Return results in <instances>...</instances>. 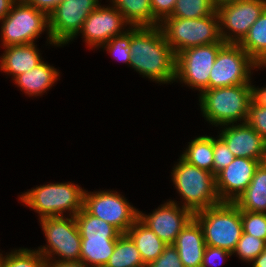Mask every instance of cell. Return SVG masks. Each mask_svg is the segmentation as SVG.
Wrapping results in <instances>:
<instances>
[{
  "label": "cell",
  "mask_w": 266,
  "mask_h": 267,
  "mask_svg": "<svg viewBox=\"0 0 266 267\" xmlns=\"http://www.w3.org/2000/svg\"><path fill=\"white\" fill-rule=\"evenodd\" d=\"M130 47L131 69L159 85L175 82L177 55L160 26L132 27Z\"/></svg>",
  "instance_id": "1"
},
{
  "label": "cell",
  "mask_w": 266,
  "mask_h": 267,
  "mask_svg": "<svg viewBox=\"0 0 266 267\" xmlns=\"http://www.w3.org/2000/svg\"><path fill=\"white\" fill-rule=\"evenodd\" d=\"M199 95L202 117L213 127L247 121L252 84L204 90Z\"/></svg>",
  "instance_id": "2"
},
{
  "label": "cell",
  "mask_w": 266,
  "mask_h": 267,
  "mask_svg": "<svg viewBox=\"0 0 266 267\" xmlns=\"http://www.w3.org/2000/svg\"><path fill=\"white\" fill-rule=\"evenodd\" d=\"M85 189L73 182H57L36 186L18 195L22 205L38 214V218L75 216L83 209Z\"/></svg>",
  "instance_id": "3"
},
{
  "label": "cell",
  "mask_w": 266,
  "mask_h": 267,
  "mask_svg": "<svg viewBox=\"0 0 266 267\" xmlns=\"http://www.w3.org/2000/svg\"><path fill=\"white\" fill-rule=\"evenodd\" d=\"M171 171V181L182 201L180 206L193 214L221 203L215 175L185 161L181 156Z\"/></svg>",
  "instance_id": "4"
},
{
  "label": "cell",
  "mask_w": 266,
  "mask_h": 267,
  "mask_svg": "<svg viewBox=\"0 0 266 267\" xmlns=\"http://www.w3.org/2000/svg\"><path fill=\"white\" fill-rule=\"evenodd\" d=\"M194 218L202 227L206 246L234 252L243 230L241 210L233 202L198 211Z\"/></svg>",
  "instance_id": "5"
},
{
  "label": "cell",
  "mask_w": 266,
  "mask_h": 267,
  "mask_svg": "<svg viewBox=\"0 0 266 267\" xmlns=\"http://www.w3.org/2000/svg\"><path fill=\"white\" fill-rule=\"evenodd\" d=\"M0 23V41L3 48L35 43L44 31L47 34V45L56 46L50 36L48 16L24 0H17Z\"/></svg>",
  "instance_id": "6"
},
{
  "label": "cell",
  "mask_w": 266,
  "mask_h": 267,
  "mask_svg": "<svg viewBox=\"0 0 266 267\" xmlns=\"http://www.w3.org/2000/svg\"><path fill=\"white\" fill-rule=\"evenodd\" d=\"M159 26L176 55L194 46L225 43L221 39L216 10L211 15L197 19L166 17Z\"/></svg>",
  "instance_id": "7"
},
{
  "label": "cell",
  "mask_w": 266,
  "mask_h": 267,
  "mask_svg": "<svg viewBox=\"0 0 266 267\" xmlns=\"http://www.w3.org/2000/svg\"><path fill=\"white\" fill-rule=\"evenodd\" d=\"M38 220L47 245L38 246L37 250L46 259L80 261L81 235L74 216L45 217Z\"/></svg>",
  "instance_id": "8"
},
{
  "label": "cell",
  "mask_w": 266,
  "mask_h": 267,
  "mask_svg": "<svg viewBox=\"0 0 266 267\" xmlns=\"http://www.w3.org/2000/svg\"><path fill=\"white\" fill-rule=\"evenodd\" d=\"M259 66L239 44H225L218 52L210 71L209 89L252 84L253 70Z\"/></svg>",
  "instance_id": "9"
},
{
  "label": "cell",
  "mask_w": 266,
  "mask_h": 267,
  "mask_svg": "<svg viewBox=\"0 0 266 267\" xmlns=\"http://www.w3.org/2000/svg\"><path fill=\"white\" fill-rule=\"evenodd\" d=\"M226 43L194 46L177 54L176 80L192 90H209L210 71L214 65L219 50Z\"/></svg>",
  "instance_id": "10"
},
{
  "label": "cell",
  "mask_w": 266,
  "mask_h": 267,
  "mask_svg": "<svg viewBox=\"0 0 266 267\" xmlns=\"http://www.w3.org/2000/svg\"><path fill=\"white\" fill-rule=\"evenodd\" d=\"M118 191H84L83 207L93 216L112 224L121 233L128 229L139 217V210L133 207Z\"/></svg>",
  "instance_id": "11"
},
{
  "label": "cell",
  "mask_w": 266,
  "mask_h": 267,
  "mask_svg": "<svg viewBox=\"0 0 266 267\" xmlns=\"http://www.w3.org/2000/svg\"><path fill=\"white\" fill-rule=\"evenodd\" d=\"M266 9V0H235L216 6L221 39L239 44Z\"/></svg>",
  "instance_id": "12"
},
{
  "label": "cell",
  "mask_w": 266,
  "mask_h": 267,
  "mask_svg": "<svg viewBox=\"0 0 266 267\" xmlns=\"http://www.w3.org/2000/svg\"><path fill=\"white\" fill-rule=\"evenodd\" d=\"M100 1L62 0L56 6L48 16L50 36L56 47L69 45L78 36L84 21L101 4Z\"/></svg>",
  "instance_id": "13"
},
{
  "label": "cell",
  "mask_w": 266,
  "mask_h": 267,
  "mask_svg": "<svg viewBox=\"0 0 266 267\" xmlns=\"http://www.w3.org/2000/svg\"><path fill=\"white\" fill-rule=\"evenodd\" d=\"M109 5L100 4L93 10L78 33V35H82L81 37L89 49H99L104 43L125 33L131 27L120 11L112 4Z\"/></svg>",
  "instance_id": "14"
},
{
  "label": "cell",
  "mask_w": 266,
  "mask_h": 267,
  "mask_svg": "<svg viewBox=\"0 0 266 267\" xmlns=\"http://www.w3.org/2000/svg\"><path fill=\"white\" fill-rule=\"evenodd\" d=\"M177 203L169 199L148 215L139 210L138 218L167 245L174 244L180 231L194 217L190 210Z\"/></svg>",
  "instance_id": "15"
},
{
  "label": "cell",
  "mask_w": 266,
  "mask_h": 267,
  "mask_svg": "<svg viewBox=\"0 0 266 267\" xmlns=\"http://www.w3.org/2000/svg\"><path fill=\"white\" fill-rule=\"evenodd\" d=\"M261 162L255 159L235 157L215 175L216 190L221 202H234L249 186Z\"/></svg>",
  "instance_id": "16"
},
{
  "label": "cell",
  "mask_w": 266,
  "mask_h": 267,
  "mask_svg": "<svg viewBox=\"0 0 266 267\" xmlns=\"http://www.w3.org/2000/svg\"><path fill=\"white\" fill-rule=\"evenodd\" d=\"M219 130V136L235 157L255 159L261 163L266 161V140L247 122L223 125Z\"/></svg>",
  "instance_id": "17"
},
{
  "label": "cell",
  "mask_w": 266,
  "mask_h": 267,
  "mask_svg": "<svg viewBox=\"0 0 266 267\" xmlns=\"http://www.w3.org/2000/svg\"><path fill=\"white\" fill-rule=\"evenodd\" d=\"M173 246L184 267H201L206 243L202 227L194 217L180 231Z\"/></svg>",
  "instance_id": "18"
},
{
  "label": "cell",
  "mask_w": 266,
  "mask_h": 267,
  "mask_svg": "<svg viewBox=\"0 0 266 267\" xmlns=\"http://www.w3.org/2000/svg\"><path fill=\"white\" fill-rule=\"evenodd\" d=\"M4 49L2 56L0 55V71L6 73L9 77L12 75L11 80L33 69L44 60L36 43L10 45L4 47Z\"/></svg>",
  "instance_id": "19"
},
{
  "label": "cell",
  "mask_w": 266,
  "mask_h": 267,
  "mask_svg": "<svg viewBox=\"0 0 266 267\" xmlns=\"http://www.w3.org/2000/svg\"><path fill=\"white\" fill-rule=\"evenodd\" d=\"M60 77V72L57 68L42 61L33 69L16 76L13 81L17 88L19 87L25 95L29 97H42V94H46Z\"/></svg>",
  "instance_id": "20"
},
{
  "label": "cell",
  "mask_w": 266,
  "mask_h": 267,
  "mask_svg": "<svg viewBox=\"0 0 266 267\" xmlns=\"http://www.w3.org/2000/svg\"><path fill=\"white\" fill-rule=\"evenodd\" d=\"M233 203L240 210L266 213V161L259 164L249 186Z\"/></svg>",
  "instance_id": "21"
},
{
  "label": "cell",
  "mask_w": 266,
  "mask_h": 267,
  "mask_svg": "<svg viewBox=\"0 0 266 267\" xmlns=\"http://www.w3.org/2000/svg\"><path fill=\"white\" fill-rule=\"evenodd\" d=\"M127 234L136 244L143 263L147 266L150 262L156 260L167 246L149 227H147L139 218L128 229Z\"/></svg>",
  "instance_id": "22"
},
{
  "label": "cell",
  "mask_w": 266,
  "mask_h": 267,
  "mask_svg": "<svg viewBox=\"0 0 266 267\" xmlns=\"http://www.w3.org/2000/svg\"><path fill=\"white\" fill-rule=\"evenodd\" d=\"M131 27H154L160 22L153 16L150 0H110Z\"/></svg>",
  "instance_id": "23"
},
{
  "label": "cell",
  "mask_w": 266,
  "mask_h": 267,
  "mask_svg": "<svg viewBox=\"0 0 266 267\" xmlns=\"http://www.w3.org/2000/svg\"><path fill=\"white\" fill-rule=\"evenodd\" d=\"M118 238H81L80 261L89 267H105Z\"/></svg>",
  "instance_id": "24"
},
{
  "label": "cell",
  "mask_w": 266,
  "mask_h": 267,
  "mask_svg": "<svg viewBox=\"0 0 266 267\" xmlns=\"http://www.w3.org/2000/svg\"><path fill=\"white\" fill-rule=\"evenodd\" d=\"M239 45L259 66H266V9Z\"/></svg>",
  "instance_id": "25"
},
{
  "label": "cell",
  "mask_w": 266,
  "mask_h": 267,
  "mask_svg": "<svg viewBox=\"0 0 266 267\" xmlns=\"http://www.w3.org/2000/svg\"><path fill=\"white\" fill-rule=\"evenodd\" d=\"M190 141L180 156L188 163L213 173V137L202 135Z\"/></svg>",
  "instance_id": "26"
},
{
  "label": "cell",
  "mask_w": 266,
  "mask_h": 267,
  "mask_svg": "<svg viewBox=\"0 0 266 267\" xmlns=\"http://www.w3.org/2000/svg\"><path fill=\"white\" fill-rule=\"evenodd\" d=\"M105 267H146V265L134 241L127 233H122Z\"/></svg>",
  "instance_id": "27"
},
{
  "label": "cell",
  "mask_w": 266,
  "mask_h": 267,
  "mask_svg": "<svg viewBox=\"0 0 266 267\" xmlns=\"http://www.w3.org/2000/svg\"><path fill=\"white\" fill-rule=\"evenodd\" d=\"M74 217L81 238H118L122 234L112 224L91 215L84 207Z\"/></svg>",
  "instance_id": "28"
},
{
  "label": "cell",
  "mask_w": 266,
  "mask_h": 267,
  "mask_svg": "<svg viewBox=\"0 0 266 267\" xmlns=\"http://www.w3.org/2000/svg\"><path fill=\"white\" fill-rule=\"evenodd\" d=\"M14 249L0 253V267H46V258L37 249Z\"/></svg>",
  "instance_id": "29"
},
{
  "label": "cell",
  "mask_w": 266,
  "mask_h": 267,
  "mask_svg": "<svg viewBox=\"0 0 266 267\" xmlns=\"http://www.w3.org/2000/svg\"><path fill=\"white\" fill-rule=\"evenodd\" d=\"M216 10L213 0H177L172 14L168 17L204 18Z\"/></svg>",
  "instance_id": "30"
},
{
  "label": "cell",
  "mask_w": 266,
  "mask_h": 267,
  "mask_svg": "<svg viewBox=\"0 0 266 267\" xmlns=\"http://www.w3.org/2000/svg\"><path fill=\"white\" fill-rule=\"evenodd\" d=\"M132 38V27L125 33L113 37L107 43H104L100 49L105 50L117 61L123 62L129 66L130 63V42Z\"/></svg>",
  "instance_id": "31"
},
{
  "label": "cell",
  "mask_w": 266,
  "mask_h": 267,
  "mask_svg": "<svg viewBox=\"0 0 266 267\" xmlns=\"http://www.w3.org/2000/svg\"><path fill=\"white\" fill-rule=\"evenodd\" d=\"M265 248L264 240L242 232L232 255H236L241 261L250 264Z\"/></svg>",
  "instance_id": "32"
},
{
  "label": "cell",
  "mask_w": 266,
  "mask_h": 267,
  "mask_svg": "<svg viewBox=\"0 0 266 267\" xmlns=\"http://www.w3.org/2000/svg\"><path fill=\"white\" fill-rule=\"evenodd\" d=\"M241 220L243 233L266 242V213L241 210Z\"/></svg>",
  "instance_id": "33"
},
{
  "label": "cell",
  "mask_w": 266,
  "mask_h": 267,
  "mask_svg": "<svg viewBox=\"0 0 266 267\" xmlns=\"http://www.w3.org/2000/svg\"><path fill=\"white\" fill-rule=\"evenodd\" d=\"M217 138V139H216ZM213 137V174L216 175L227 167L234 159L225 141L218 135Z\"/></svg>",
  "instance_id": "34"
},
{
  "label": "cell",
  "mask_w": 266,
  "mask_h": 267,
  "mask_svg": "<svg viewBox=\"0 0 266 267\" xmlns=\"http://www.w3.org/2000/svg\"><path fill=\"white\" fill-rule=\"evenodd\" d=\"M246 122L266 140L265 106L257 105L253 101H251L249 104V111Z\"/></svg>",
  "instance_id": "35"
},
{
  "label": "cell",
  "mask_w": 266,
  "mask_h": 267,
  "mask_svg": "<svg viewBox=\"0 0 266 267\" xmlns=\"http://www.w3.org/2000/svg\"><path fill=\"white\" fill-rule=\"evenodd\" d=\"M146 267H184L178 250L173 245H167L163 253Z\"/></svg>",
  "instance_id": "36"
},
{
  "label": "cell",
  "mask_w": 266,
  "mask_h": 267,
  "mask_svg": "<svg viewBox=\"0 0 266 267\" xmlns=\"http://www.w3.org/2000/svg\"><path fill=\"white\" fill-rule=\"evenodd\" d=\"M231 256L232 253L227 250L206 246L201 267H215V265L219 266V263L222 265L220 261L223 262Z\"/></svg>",
  "instance_id": "37"
},
{
  "label": "cell",
  "mask_w": 266,
  "mask_h": 267,
  "mask_svg": "<svg viewBox=\"0 0 266 267\" xmlns=\"http://www.w3.org/2000/svg\"><path fill=\"white\" fill-rule=\"evenodd\" d=\"M177 0H150L153 16L161 23L170 16Z\"/></svg>",
  "instance_id": "38"
},
{
  "label": "cell",
  "mask_w": 266,
  "mask_h": 267,
  "mask_svg": "<svg viewBox=\"0 0 266 267\" xmlns=\"http://www.w3.org/2000/svg\"><path fill=\"white\" fill-rule=\"evenodd\" d=\"M27 4L49 16L62 0H24Z\"/></svg>",
  "instance_id": "39"
},
{
  "label": "cell",
  "mask_w": 266,
  "mask_h": 267,
  "mask_svg": "<svg viewBox=\"0 0 266 267\" xmlns=\"http://www.w3.org/2000/svg\"><path fill=\"white\" fill-rule=\"evenodd\" d=\"M252 101L257 105L266 107V85L264 87H256L252 83Z\"/></svg>",
  "instance_id": "40"
},
{
  "label": "cell",
  "mask_w": 266,
  "mask_h": 267,
  "mask_svg": "<svg viewBox=\"0 0 266 267\" xmlns=\"http://www.w3.org/2000/svg\"><path fill=\"white\" fill-rule=\"evenodd\" d=\"M46 267H89L84 262H62L53 259H46Z\"/></svg>",
  "instance_id": "41"
},
{
  "label": "cell",
  "mask_w": 266,
  "mask_h": 267,
  "mask_svg": "<svg viewBox=\"0 0 266 267\" xmlns=\"http://www.w3.org/2000/svg\"><path fill=\"white\" fill-rule=\"evenodd\" d=\"M17 0H0V21L10 12Z\"/></svg>",
  "instance_id": "42"
},
{
  "label": "cell",
  "mask_w": 266,
  "mask_h": 267,
  "mask_svg": "<svg viewBox=\"0 0 266 267\" xmlns=\"http://www.w3.org/2000/svg\"><path fill=\"white\" fill-rule=\"evenodd\" d=\"M250 264L251 267H266V248Z\"/></svg>",
  "instance_id": "43"
},
{
  "label": "cell",
  "mask_w": 266,
  "mask_h": 267,
  "mask_svg": "<svg viewBox=\"0 0 266 267\" xmlns=\"http://www.w3.org/2000/svg\"><path fill=\"white\" fill-rule=\"evenodd\" d=\"M231 1H235V0H213L214 4L217 6L221 3H226V2H231Z\"/></svg>",
  "instance_id": "44"
}]
</instances>
